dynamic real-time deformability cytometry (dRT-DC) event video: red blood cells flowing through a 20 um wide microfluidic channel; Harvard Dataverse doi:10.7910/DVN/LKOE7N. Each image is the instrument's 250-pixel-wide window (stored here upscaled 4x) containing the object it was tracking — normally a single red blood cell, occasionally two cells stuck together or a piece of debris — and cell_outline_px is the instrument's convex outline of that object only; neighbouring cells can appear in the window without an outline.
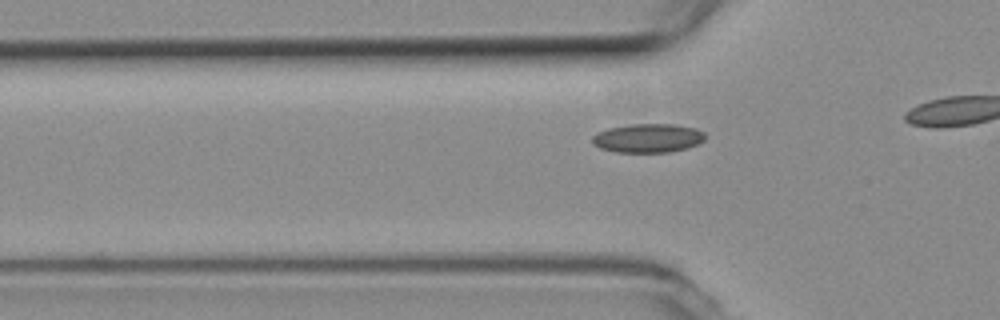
{"species": "common noctule bat (a hibernating species)", "species_latin": "Nyctalus noctula", "temperature_condition": "room temperature", "stored_images_in_passage": 15, "camera_frame_rate_fps": 3000, "um_per_image_px": 0.085, "animal": {"sex": "female", "body_mass_g": 19.3, "forearm_length_mm": 54.1}, "frame": {"image": 1, "passage_image": 9, "time_ms": 2.667, "image_size_px": [1000, 320], "cell_outline_px": [[704, 140], [688, 148], [668, 152], [616, 152], [600, 148], [592, 144], [592, 136], [596, 132], [608, 128], [632, 124], [672, 124], [696, 128], [704, 132]], "centroid_in_image_um": [55.04, 11.74], "position_along_channel_um": 70.8, "area_um2": 19.02}}
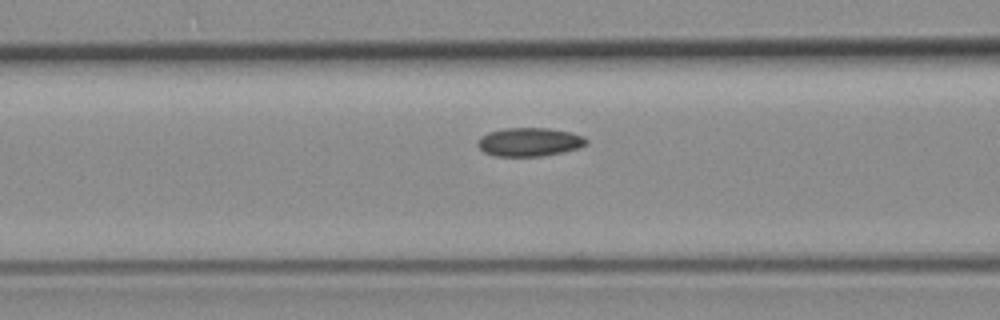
{"frame": {"image": 2, "passage_image": 13, "time_ms": 4.0, "image_size_px": [1000, 320], "cell_outline_px": [[588, 144], [580, 148], [564, 152], [540, 156], [496, 156], [484, 152], [476, 144], [476, 140], [480, 136], [488, 132], [504, 128], [548, 128], [572, 132], [584, 136], [588, 140]], "centroid_in_image_um": [45.01, 12.06], "position_along_channel_um": 121.6, "area_um2": 18.38}}